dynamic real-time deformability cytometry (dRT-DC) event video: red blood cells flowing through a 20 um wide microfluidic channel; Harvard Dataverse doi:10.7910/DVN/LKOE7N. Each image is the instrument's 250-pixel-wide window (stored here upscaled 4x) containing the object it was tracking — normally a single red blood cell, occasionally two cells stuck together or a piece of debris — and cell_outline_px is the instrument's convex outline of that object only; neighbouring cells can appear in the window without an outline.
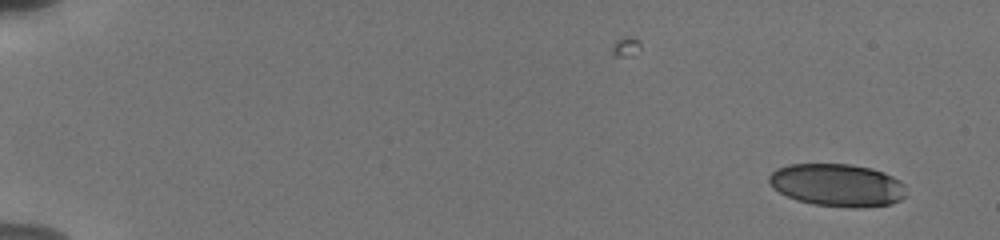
{"species": "human", "species_latin": "Homo sapiens", "temperature_condition": "cold", "stored_images_in_passage": 9, "camera_frame_rate_fps": 3000, "um_per_image_px": 0.085, "donor": {"sex": "male"}, "frame": {"image": 1, "passage_image": 1, "time_ms": 0.0, "image_size_px": [1000, 240], "cell_outline_px": [[904, 196], [900, 200], [892, 204], [860, 208], [852, 208], [816, 204], [796, 200], [772, 188], [768, 180], [768, 176], [776, 168], [788, 164], [852, 164], [872, 168], [884, 172], [900, 180], [904, 184]], "centroid_in_image_um": [71.16, 15.73], "position_along_channel_um": 13.8, "area_um2": 34.28}}
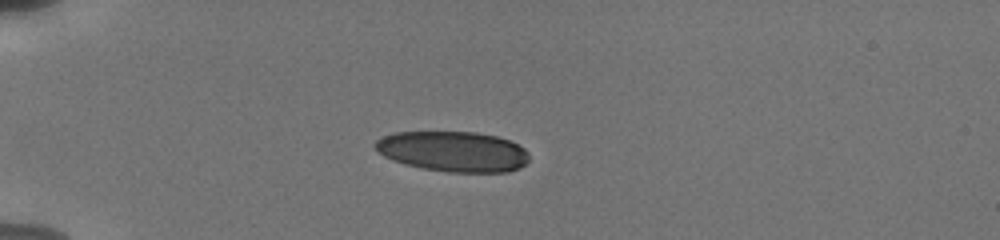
{"frame": {"image": 2, "passage_image": 6, "time_ms": 4.333, "image_size_px": [1000, 240], "cell_outline_px": [[528, 160], [520, 168], [508, 172], [448, 172], [424, 168], [404, 164], [392, 160], [384, 156], [372, 144], [376, 140], [384, 136], [396, 132], [476, 132], [496, 136], [508, 140], [524, 148], [528, 152]], "centroid_in_image_um": [38.52, 12.87], "position_along_channel_um": 46.5, "area_um2": 36.13}}
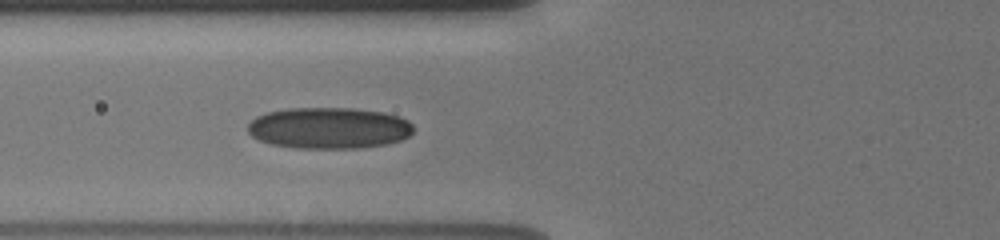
{"frame": {"image": 3, "passage_image": 9, "time_ms": 6.667, "image_size_px": [1000, 240], "cell_outline_px": [[412, 132], [408, 136], [400, 140], [388, 144], [360, 148], [296, 148], [272, 144], [260, 140], [252, 136], [248, 132], [248, 124], [256, 116], [268, 112], [288, 108], [352, 108], [384, 112], [400, 116], [408, 120], [412, 124]], "centroid_in_image_um": [27.98, 10.88], "position_along_channel_um": 97.8, "area_um2": 40.0}}